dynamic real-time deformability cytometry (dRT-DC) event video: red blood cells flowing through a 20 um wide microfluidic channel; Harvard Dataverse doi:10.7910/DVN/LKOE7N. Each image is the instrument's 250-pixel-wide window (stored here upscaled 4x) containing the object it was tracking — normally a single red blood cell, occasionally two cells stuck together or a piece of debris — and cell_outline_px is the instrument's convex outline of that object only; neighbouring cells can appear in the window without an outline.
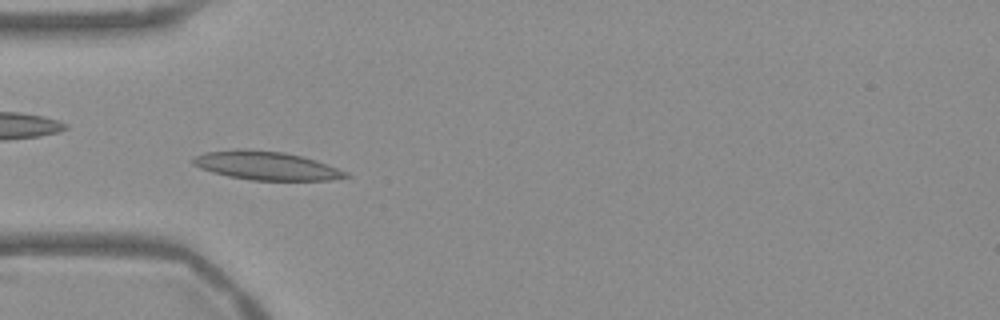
{"species": "Egyptian fruit bat (a non-hibernating species)", "species_latin": "Rousettus aegyptiacus", "temperature_condition": "warm", "stored_images_in_passage": 54, "camera_frame_rate_fps": 3000, "um_per_image_px": 0.085, "frame": {"image": 1, "passage_image": 16, "time_ms": 5.0, "image_size_px": [1000, 320], "cell_outline_px": [[352, 176], [328, 180], [252, 180], [228, 176], [212, 172], [200, 168], [192, 164], [192, 160], [196, 156], [204, 152], [236, 148], [248, 148], [284, 152], [304, 156], [316, 160], [348, 172]], "centroid_in_image_um": [22.62, 14.06], "position_along_channel_um": 62.4, "area_um2": 25.66}}
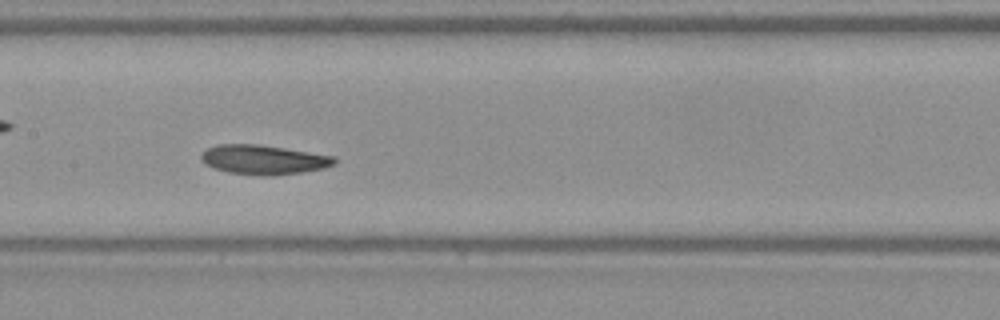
{"frame": {"image": 2, "passage_image": 26, "time_ms": 8.333, "image_size_px": [1000, 320], "cell_outline_px": [[336, 164], [324, 168], [300, 172], [272, 176], [264, 176], [228, 172], [204, 164], [200, 160], [200, 156], [208, 148], [216, 144], [260, 144], [336, 156]], "centroid_in_image_um": [22.42, 13.56], "position_along_channel_um": 185.0, "area_um2": 22.95}}
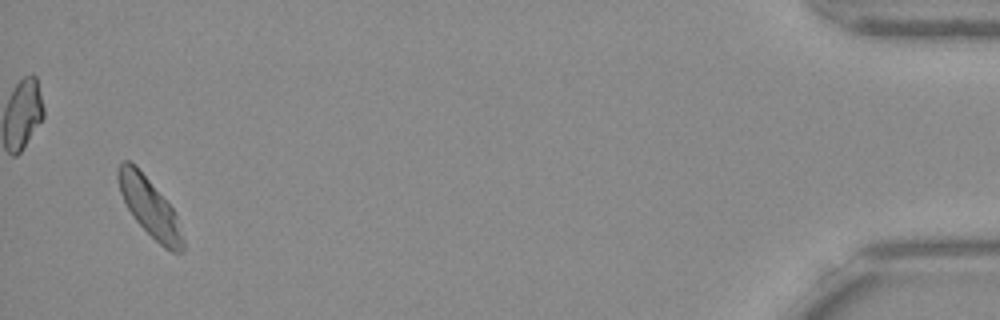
{"frame": {"image": 3, "passage_image": 52, "time_ms": 17.0, "image_size_px": [1000, 320], "cell_outline_px": [[184, 252], [172, 252], [164, 248], [136, 220], [128, 208], [120, 192], [116, 176], [116, 168], [120, 160], [128, 160], [136, 164], [172, 208], [176, 216], [184, 240]], "centroid_in_image_um": [12.68, 17.56], "position_along_channel_um": 422.5, "area_um2": 21.85}, "authors_computed_cell_mechanics": {"area_um2": 22.8021, "velocity_mm_per_s": 3.7084, "shape_relaxation_time_tau1_ms": 3.6058, "shape_relaxation_time_tau2_ms": null, "deformation_change_tau1": 0.076, "deformation_change_tau2": null}}